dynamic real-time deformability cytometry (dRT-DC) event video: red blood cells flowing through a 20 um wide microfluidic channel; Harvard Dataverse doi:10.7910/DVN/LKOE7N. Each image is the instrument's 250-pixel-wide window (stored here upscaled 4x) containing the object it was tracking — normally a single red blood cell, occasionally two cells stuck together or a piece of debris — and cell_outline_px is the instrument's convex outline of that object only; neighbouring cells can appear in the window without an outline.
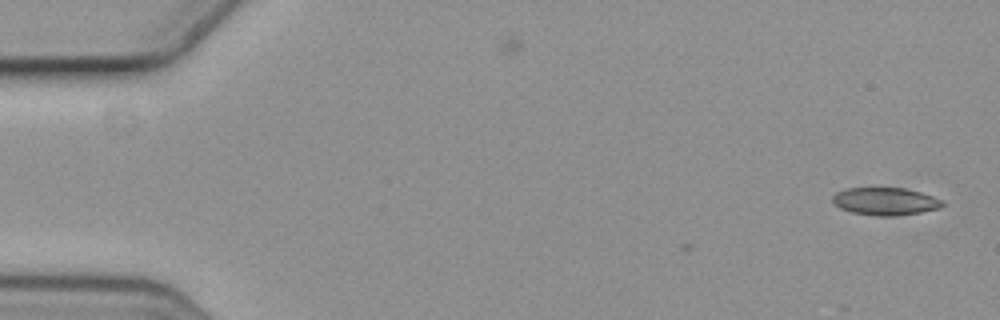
{"species": "common noctule bat (a hibernating species)", "species_latin": "Nyctalus noctula", "temperature_condition": "cold", "stored_images_in_passage": 4, "camera_frame_rate_fps": 3000, "um_per_image_px": 0.085, "animal": {"sex": "female", "body_mass_g": 19.3, "forearm_length_mm": 54.1}, "frame": {"image": 1, "passage_image": 1, "time_ms": 0.0, "image_size_px": [1000, 320], "cell_outline_px": [[944, 204], [940, 208], [920, 212], [896, 216], [876, 216], [852, 212], [840, 208], [832, 200], [832, 196], [836, 192], [848, 188], [904, 188], [920, 192], [932, 196], [940, 200]], "centroid_in_image_um": [75.23, 17.12], "position_along_channel_um": 9.8, "area_um2": 17.51}}